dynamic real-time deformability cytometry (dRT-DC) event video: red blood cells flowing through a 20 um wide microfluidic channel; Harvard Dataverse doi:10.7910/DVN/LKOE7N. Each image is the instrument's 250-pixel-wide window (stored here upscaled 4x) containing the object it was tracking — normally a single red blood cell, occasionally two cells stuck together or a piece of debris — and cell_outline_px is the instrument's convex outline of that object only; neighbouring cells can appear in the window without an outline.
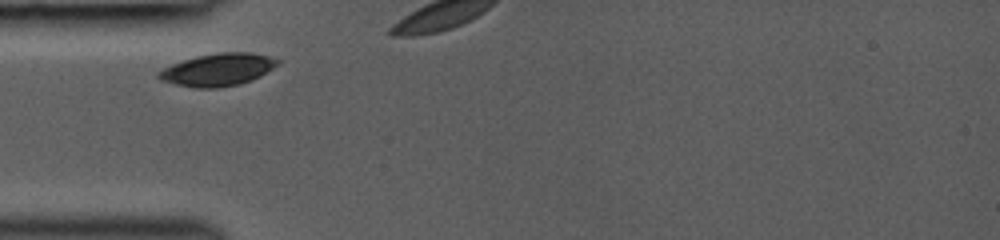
{"species": "common noctule bat (a hibernating species)", "species_latin": "Nyctalus noctula", "temperature_condition": "room temperature", "stored_images_in_passage": 2, "camera_frame_rate_fps": 3000, "um_per_image_px": 0.085, "animal": {"sex": "female", "body_mass_g": 19.0, "forearm_length_mm": 53.3}, "frame": {"image": 1, "passage_image": 1, "time_ms": 0.0, "image_size_px": [1000, 240], "cell_outline_px": [[280, 64], [260, 76], [252, 80], [240, 84], [216, 88], [196, 88], [176, 84], [160, 80], [156, 76], [156, 72], [172, 64], [196, 56], [220, 52], [252, 52], [268, 56], [280, 60]], "centroid_in_image_um": [18.53, 5.92], "position_along_channel_um": 66.5, "area_um2": 22.6}}